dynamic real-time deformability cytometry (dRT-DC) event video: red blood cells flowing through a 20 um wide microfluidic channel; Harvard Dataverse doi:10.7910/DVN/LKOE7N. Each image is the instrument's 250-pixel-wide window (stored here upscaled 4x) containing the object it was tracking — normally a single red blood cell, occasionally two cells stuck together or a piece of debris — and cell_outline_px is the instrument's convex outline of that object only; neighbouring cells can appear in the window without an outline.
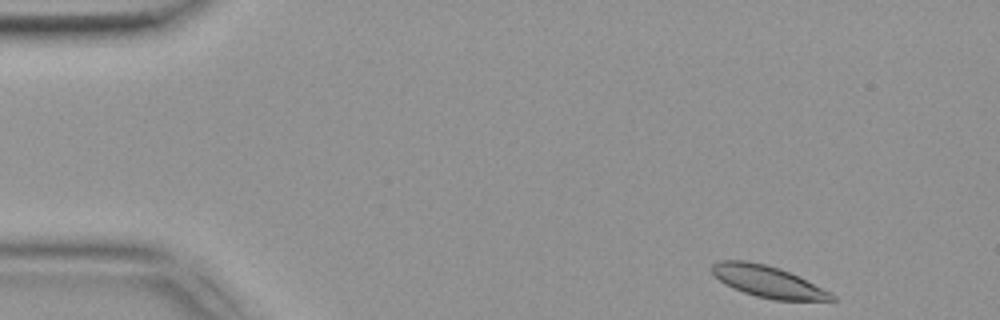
{"species": "common noctule bat (a hibernating species)", "species_latin": "Nyctalus noctula", "temperature_condition": "warm", "stored_images_in_passage": 12, "camera_frame_rate_fps": 3000, "um_per_image_px": 0.085, "animal": {"sex": "female", "body_mass_g": 19.9}, "frame": {"image": 1, "passage_image": 1, "time_ms": 0.0, "image_size_px": [1000, 320], "cell_outline_px": [[836, 300], [776, 300], [756, 296], [744, 292], [724, 284], [712, 272], [712, 264], [720, 260], [744, 260], [764, 264], [780, 268], [832, 292], [836, 296]], "centroid_in_image_um": [65.28, 23.93], "position_along_channel_um": 19.7, "area_um2": 21.79}}
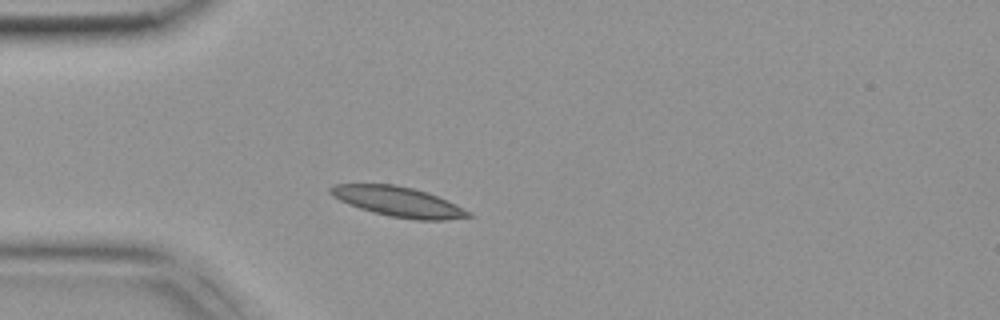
{"frame": {"image": 2, "passage_image": 8, "time_ms": 2.333, "image_size_px": [1000, 320], "cell_outline_px": [[472, 216], [444, 220], [416, 220], [388, 216], [372, 212], [348, 204], [332, 196], [328, 192], [328, 188], [332, 184], [396, 184], [428, 192], [472, 212]], "centroid_in_image_um": [33.81, 17.14], "position_along_channel_um": 51.2, "area_um2": 24.1}}
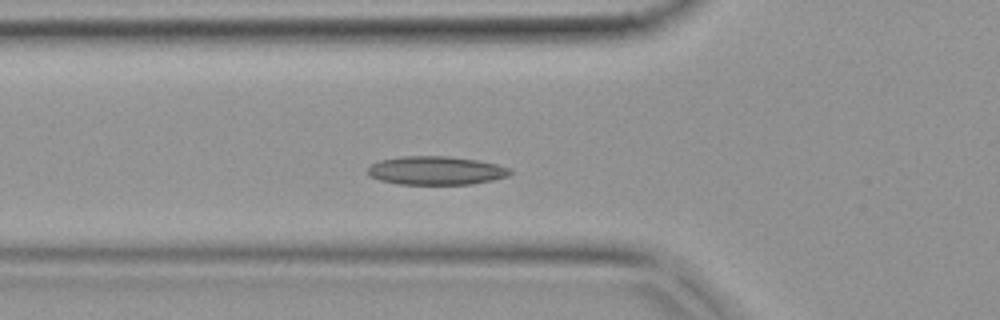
{"frame": {"image": 3, "passage_image": 11, "time_ms": 3.333, "image_size_px": [1000, 320], "cell_outline_px": [[512, 172], [508, 176], [492, 180], [472, 184], [400, 184], [380, 180], [368, 176], [368, 168], [372, 164], [380, 160], [400, 156], [448, 156], [476, 160], [496, 164], [512, 168]], "centroid_in_image_um": [37.06, 14.49], "position_along_channel_um": 88.7, "area_um2": 23.7}}